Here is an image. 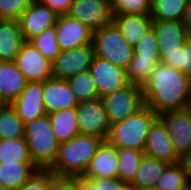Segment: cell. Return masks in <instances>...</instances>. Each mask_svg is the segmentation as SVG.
Segmentation results:
<instances>
[{
    "label": "cell",
    "instance_id": "39",
    "mask_svg": "<svg viewBox=\"0 0 191 190\" xmlns=\"http://www.w3.org/2000/svg\"><path fill=\"white\" fill-rule=\"evenodd\" d=\"M17 190H48V170H39Z\"/></svg>",
    "mask_w": 191,
    "mask_h": 190
},
{
    "label": "cell",
    "instance_id": "25",
    "mask_svg": "<svg viewBox=\"0 0 191 190\" xmlns=\"http://www.w3.org/2000/svg\"><path fill=\"white\" fill-rule=\"evenodd\" d=\"M168 165L166 162L144 155L131 184L136 188L154 189Z\"/></svg>",
    "mask_w": 191,
    "mask_h": 190
},
{
    "label": "cell",
    "instance_id": "23",
    "mask_svg": "<svg viewBox=\"0 0 191 190\" xmlns=\"http://www.w3.org/2000/svg\"><path fill=\"white\" fill-rule=\"evenodd\" d=\"M39 170L34 163L0 162V184L11 190H17Z\"/></svg>",
    "mask_w": 191,
    "mask_h": 190
},
{
    "label": "cell",
    "instance_id": "27",
    "mask_svg": "<svg viewBox=\"0 0 191 190\" xmlns=\"http://www.w3.org/2000/svg\"><path fill=\"white\" fill-rule=\"evenodd\" d=\"M117 152L119 159L118 178L124 183L131 184L145 153L130 148H117Z\"/></svg>",
    "mask_w": 191,
    "mask_h": 190
},
{
    "label": "cell",
    "instance_id": "1",
    "mask_svg": "<svg viewBox=\"0 0 191 190\" xmlns=\"http://www.w3.org/2000/svg\"><path fill=\"white\" fill-rule=\"evenodd\" d=\"M145 106L160 115L190 107L191 82L180 70L158 62L141 87Z\"/></svg>",
    "mask_w": 191,
    "mask_h": 190
},
{
    "label": "cell",
    "instance_id": "18",
    "mask_svg": "<svg viewBox=\"0 0 191 190\" xmlns=\"http://www.w3.org/2000/svg\"><path fill=\"white\" fill-rule=\"evenodd\" d=\"M117 148L103 141L92 157L83 177L85 178H118Z\"/></svg>",
    "mask_w": 191,
    "mask_h": 190
},
{
    "label": "cell",
    "instance_id": "13",
    "mask_svg": "<svg viewBox=\"0 0 191 190\" xmlns=\"http://www.w3.org/2000/svg\"><path fill=\"white\" fill-rule=\"evenodd\" d=\"M143 152L146 156L166 162L167 164H177L180 162V157L175 152L167 128L159 117L150 127Z\"/></svg>",
    "mask_w": 191,
    "mask_h": 190
},
{
    "label": "cell",
    "instance_id": "17",
    "mask_svg": "<svg viewBox=\"0 0 191 190\" xmlns=\"http://www.w3.org/2000/svg\"><path fill=\"white\" fill-rule=\"evenodd\" d=\"M79 104L66 80L51 78L43 82V105L47 114Z\"/></svg>",
    "mask_w": 191,
    "mask_h": 190
},
{
    "label": "cell",
    "instance_id": "38",
    "mask_svg": "<svg viewBox=\"0 0 191 190\" xmlns=\"http://www.w3.org/2000/svg\"><path fill=\"white\" fill-rule=\"evenodd\" d=\"M48 190H77L75 177L59 176L48 171Z\"/></svg>",
    "mask_w": 191,
    "mask_h": 190
},
{
    "label": "cell",
    "instance_id": "41",
    "mask_svg": "<svg viewBox=\"0 0 191 190\" xmlns=\"http://www.w3.org/2000/svg\"><path fill=\"white\" fill-rule=\"evenodd\" d=\"M89 179L98 190H116V178H86Z\"/></svg>",
    "mask_w": 191,
    "mask_h": 190
},
{
    "label": "cell",
    "instance_id": "46",
    "mask_svg": "<svg viewBox=\"0 0 191 190\" xmlns=\"http://www.w3.org/2000/svg\"><path fill=\"white\" fill-rule=\"evenodd\" d=\"M0 190H11V189L6 188V187H4V186H2V185L0 184Z\"/></svg>",
    "mask_w": 191,
    "mask_h": 190
},
{
    "label": "cell",
    "instance_id": "32",
    "mask_svg": "<svg viewBox=\"0 0 191 190\" xmlns=\"http://www.w3.org/2000/svg\"><path fill=\"white\" fill-rule=\"evenodd\" d=\"M29 42L51 63L57 58L61 50L57 43L56 26L46 28Z\"/></svg>",
    "mask_w": 191,
    "mask_h": 190
},
{
    "label": "cell",
    "instance_id": "40",
    "mask_svg": "<svg viewBox=\"0 0 191 190\" xmlns=\"http://www.w3.org/2000/svg\"><path fill=\"white\" fill-rule=\"evenodd\" d=\"M50 10L60 15L69 14L74 0H38Z\"/></svg>",
    "mask_w": 191,
    "mask_h": 190
},
{
    "label": "cell",
    "instance_id": "15",
    "mask_svg": "<svg viewBox=\"0 0 191 190\" xmlns=\"http://www.w3.org/2000/svg\"><path fill=\"white\" fill-rule=\"evenodd\" d=\"M59 15L43 5L40 1H32L28 9L22 14L19 23L25 41H29L42 33L46 28L57 24Z\"/></svg>",
    "mask_w": 191,
    "mask_h": 190
},
{
    "label": "cell",
    "instance_id": "14",
    "mask_svg": "<svg viewBox=\"0 0 191 190\" xmlns=\"http://www.w3.org/2000/svg\"><path fill=\"white\" fill-rule=\"evenodd\" d=\"M55 26L61 51L92 43L93 31L68 14L60 15Z\"/></svg>",
    "mask_w": 191,
    "mask_h": 190
},
{
    "label": "cell",
    "instance_id": "35",
    "mask_svg": "<svg viewBox=\"0 0 191 190\" xmlns=\"http://www.w3.org/2000/svg\"><path fill=\"white\" fill-rule=\"evenodd\" d=\"M134 56L145 60H160L158 39L153 28L134 46Z\"/></svg>",
    "mask_w": 191,
    "mask_h": 190
},
{
    "label": "cell",
    "instance_id": "19",
    "mask_svg": "<svg viewBox=\"0 0 191 190\" xmlns=\"http://www.w3.org/2000/svg\"><path fill=\"white\" fill-rule=\"evenodd\" d=\"M152 28L158 39V52L161 57L164 53L178 51L190 36L178 21L153 20Z\"/></svg>",
    "mask_w": 191,
    "mask_h": 190
},
{
    "label": "cell",
    "instance_id": "4",
    "mask_svg": "<svg viewBox=\"0 0 191 190\" xmlns=\"http://www.w3.org/2000/svg\"><path fill=\"white\" fill-rule=\"evenodd\" d=\"M158 117L152 109L144 106L136 114L112 124L106 141L116 148L143 151L150 127Z\"/></svg>",
    "mask_w": 191,
    "mask_h": 190
},
{
    "label": "cell",
    "instance_id": "31",
    "mask_svg": "<svg viewBox=\"0 0 191 190\" xmlns=\"http://www.w3.org/2000/svg\"><path fill=\"white\" fill-rule=\"evenodd\" d=\"M155 190H191L186 174L180 163L169 164L161 178L156 182Z\"/></svg>",
    "mask_w": 191,
    "mask_h": 190
},
{
    "label": "cell",
    "instance_id": "22",
    "mask_svg": "<svg viewBox=\"0 0 191 190\" xmlns=\"http://www.w3.org/2000/svg\"><path fill=\"white\" fill-rule=\"evenodd\" d=\"M24 42L19 20L0 19V61H14Z\"/></svg>",
    "mask_w": 191,
    "mask_h": 190
},
{
    "label": "cell",
    "instance_id": "48",
    "mask_svg": "<svg viewBox=\"0 0 191 190\" xmlns=\"http://www.w3.org/2000/svg\"><path fill=\"white\" fill-rule=\"evenodd\" d=\"M6 104L2 101L1 97H0V107L5 106Z\"/></svg>",
    "mask_w": 191,
    "mask_h": 190
},
{
    "label": "cell",
    "instance_id": "33",
    "mask_svg": "<svg viewBox=\"0 0 191 190\" xmlns=\"http://www.w3.org/2000/svg\"><path fill=\"white\" fill-rule=\"evenodd\" d=\"M160 61L168 66L182 71L191 82V36L185 41L178 51L164 53Z\"/></svg>",
    "mask_w": 191,
    "mask_h": 190
},
{
    "label": "cell",
    "instance_id": "44",
    "mask_svg": "<svg viewBox=\"0 0 191 190\" xmlns=\"http://www.w3.org/2000/svg\"><path fill=\"white\" fill-rule=\"evenodd\" d=\"M182 24L191 36V0H188Z\"/></svg>",
    "mask_w": 191,
    "mask_h": 190
},
{
    "label": "cell",
    "instance_id": "26",
    "mask_svg": "<svg viewBox=\"0 0 191 190\" xmlns=\"http://www.w3.org/2000/svg\"><path fill=\"white\" fill-rule=\"evenodd\" d=\"M188 0H151L153 20L182 22Z\"/></svg>",
    "mask_w": 191,
    "mask_h": 190
},
{
    "label": "cell",
    "instance_id": "37",
    "mask_svg": "<svg viewBox=\"0 0 191 190\" xmlns=\"http://www.w3.org/2000/svg\"><path fill=\"white\" fill-rule=\"evenodd\" d=\"M33 0H0V19L19 20Z\"/></svg>",
    "mask_w": 191,
    "mask_h": 190
},
{
    "label": "cell",
    "instance_id": "10",
    "mask_svg": "<svg viewBox=\"0 0 191 190\" xmlns=\"http://www.w3.org/2000/svg\"><path fill=\"white\" fill-rule=\"evenodd\" d=\"M159 118L164 122L178 156L188 153L191 150V108L166 111Z\"/></svg>",
    "mask_w": 191,
    "mask_h": 190
},
{
    "label": "cell",
    "instance_id": "21",
    "mask_svg": "<svg viewBox=\"0 0 191 190\" xmlns=\"http://www.w3.org/2000/svg\"><path fill=\"white\" fill-rule=\"evenodd\" d=\"M27 80L14 61H0V97L11 104L24 90Z\"/></svg>",
    "mask_w": 191,
    "mask_h": 190
},
{
    "label": "cell",
    "instance_id": "36",
    "mask_svg": "<svg viewBox=\"0 0 191 190\" xmlns=\"http://www.w3.org/2000/svg\"><path fill=\"white\" fill-rule=\"evenodd\" d=\"M112 14H150L151 0H111Z\"/></svg>",
    "mask_w": 191,
    "mask_h": 190
},
{
    "label": "cell",
    "instance_id": "5",
    "mask_svg": "<svg viewBox=\"0 0 191 190\" xmlns=\"http://www.w3.org/2000/svg\"><path fill=\"white\" fill-rule=\"evenodd\" d=\"M95 56L126 69L133 58L134 47L123 38L120 30L111 24L93 32Z\"/></svg>",
    "mask_w": 191,
    "mask_h": 190
},
{
    "label": "cell",
    "instance_id": "11",
    "mask_svg": "<svg viewBox=\"0 0 191 190\" xmlns=\"http://www.w3.org/2000/svg\"><path fill=\"white\" fill-rule=\"evenodd\" d=\"M27 82H44L52 78V63L29 41H25L14 59Z\"/></svg>",
    "mask_w": 191,
    "mask_h": 190
},
{
    "label": "cell",
    "instance_id": "3",
    "mask_svg": "<svg viewBox=\"0 0 191 190\" xmlns=\"http://www.w3.org/2000/svg\"><path fill=\"white\" fill-rule=\"evenodd\" d=\"M24 138L32 162L40 170H48L58 155L60 142L51 126L48 114L28 122L24 127Z\"/></svg>",
    "mask_w": 191,
    "mask_h": 190
},
{
    "label": "cell",
    "instance_id": "8",
    "mask_svg": "<svg viewBox=\"0 0 191 190\" xmlns=\"http://www.w3.org/2000/svg\"><path fill=\"white\" fill-rule=\"evenodd\" d=\"M94 57L93 43L63 50L52 62V78L66 80L70 76L87 71Z\"/></svg>",
    "mask_w": 191,
    "mask_h": 190
},
{
    "label": "cell",
    "instance_id": "28",
    "mask_svg": "<svg viewBox=\"0 0 191 190\" xmlns=\"http://www.w3.org/2000/svg\"><path fill=\"white\" fill-rule=\"evenodd\" d=\"M66 81L79 102L99 98L96 82L89 70L70 76Z\"/></svg>",
    "mask_w": 191,
    "mask_h": 190
},
{
    "label": "cell",
    "instance_id": "20",
    "mask_svg": "<svg viewBox=\"0 0 191 190\" xmlns=\"http://www.w3.org/2000/svg\"><path fill=\"white\" fill-rule=\"evenodd\" d=\"M112 22L127 43L134 47L152 28L153 19L150 14H113Z\"/></svg>",
    "mask_w": 191,
    "mask_h": 190
},
{
    "label": "cell",
    "instance_id": "7",
    "mask_svg": "<svg viewBox=\"0 0 191 190\" xmlns=\"http://www.w3.org/2000/svg\"><path fill=\"white\" fill-rule=\"evenodd\" d=\"M75 110L79 133L106 141L111 124L101 98L79 102Z\"/></svg>",
    "mask_w": 191,
    "mask_h": 190
},
{
    "label": "cell",
    "instance_id": "6",
    "mask_svg": "<svg viewBox=\"0 0 191 190\" xmlns=\"http://www.w3.org/2000/svg\"><path fill=\"white\" fill-rule=\"evenodd\" d=\"M101 100L111 125L136 114L145 106L142 88L135 84L102 96Z\"/></svg>",
    "mask_w": 191,
    "mask_h": 190
},
{
    "label": "cell",
    "instance_id": "30",
    "mask_svg": "<svg viewBox=\"0 0 191 190\" xmlns=\"http://www.w3.org/2000/svg\"><path fill=\"white\" fill-rule=\"evenodd\" d=\"M25 124L10 104L0 107V139L24 137Z\"/></svg>",
    "mask_w": 191,
    "mask_h": 190
},
{
    "label": "cell",
    "instance_id": "29",
    "mask_svg": "<svg viewBox=\"0 0 191 190\" xmlns=\"http://www.w3.org/2000/svg\"><path fill=\"white\" fill-rule=\"evenodd\" d=\"M33 163L24 137L0 139V162Z\"/></svg>",
    "mask_w": 191,
    "mask_h": 190
},
{
    "label": "cell",
    "instance_id": "47",
    "mask_svg": "<svg viewBox=\"0 0 191 190\" xmlns=\"http://www.w3.org/2000/svg\"><path fill=\"white\" fill-rule=\"evenodd\" d=\"M136 190H155V189H150V188H136Z\"/></svg>",
    "mask_w": 191,
    "mask_h": 190
},
{
    "label": "cell",
    "instance_id": "16",
    "mask_svg": "<svg viewBox=\"0 0 191 190\" xmlns=\"http://www.w3.org/2000/svg\"><path fill=\"white\" fill-rule=\"evenodd\" d=\"M10 105L24 124L47 114L43 105V82H27L22 93Z\"/></svg>",
    "mask_w": 191,
    "mask_h": 190
},
{
    "label": "cell",
    "instance_id": "24",
    "mask_svg": "<svg viewBox=\"0 0 191 190\" xmlns=\"http://www.w3.org/2000/svg\"><path fill=\"white\" fill-rule=\"evenodd\" d=\"M48 115L52 130L60 143L67 142L80 134L75 108L61 109Z\"/></svg>",
    "mask_w": 191,
    "mask_h": 190
},
{
    "label": "cell",
    "instance_id": "45",
    "mask_svg": "<svg viewBox=\"0 0 191 190\" xmlns=\"http://www.w3.org/2000/svg\"><path fill=\"white\" fill-rule=\"evenodd\" d=\"M116 190H136L133 184L124 183L119 178H116Z\"/></svg>",
    "mask_w": 191,
    "mask_h": 190
},
{
    "label": "cell",
    "instance_id": "43",
    "mask_svg": "<svg viewBox=\"0 0 191 190\" xmlns=\"http://www.w3.org/2000/svg\"><path fill=\"white\" fill-rule=\"evenodd\" d=\"M77 190H98V186H95L89 179L85 177H75Z\"/></svg>",
    "mask_w": 191,
    "mask_h": 190
},
{
    "label": "cell",
    "instance_id": "2",
    "mask_svg": "<svg viewBox=\"0 0 191 190\" xmlns=\"http://www.w3.org/2000/svg\"><path fill=\"white\" fill-rule=\"evenodd\" d=\"M103 142L95 136L79 134L60 143L54 164L48 169L55 175L82 177L98 147Z\"/></svg>",
    "mask_w": 191,
    "mask_h": 190
},
{
    "label": "cell",
    "instance_id": "12",
    "mask_svg": "<svg viewBox=\"0 0 191 190\" xmlns=\"http://www.w3.org/2000/svg\"><path fill=\"white\" fill-rule=\"evenodd\" d=\"M89 71L96 82L99 98L129 85L126 69L99 57H94Z\"/></svg>",
    "mask_w": 191,
    "mask_h": 190
},
{
    "label": "cell",
    "instance_id": "9",
    "mask_svg": "<svg viewBox=\"0 0 191 190\" xmlns=\"http://www.w3.org/2000/svg\"><path fill=\"white\" fill-rule=\"evenodd\" d=\"M68 15L97 31L112 23L111 0H74Z\"/></svg>",
    "mask_w": 191,
    "mask_h": 190
},
{
    "label": "cell",
    "instance_id": "42",
    "mask_svg": "<svg viewBox=\"0 0 191 190\" xmlns=\"http://www.w3.org/2000/svg\"><path fill=\"white\" fill-rule=\"evenodd\" d=\"M188 182L191 184V150L180 157V162Z\"/></svg>",
    "mask_w": 191,
    "mask_h": 190
},
{
    "label": "cell",
    "instance_id": "34",
    "mask_svg": "<svg viewBox=\"0 0 191 190\" xmlns=\"http://www.w3.org/2000/svg\"><path fill=\"white\" fill-rule=\"evenodd\" d=\"M158 62L160 60L139 59L133 55L132 60L126 68L128 83L142 87Z\"/></svg>",
    "mask_w": 191,
    "mask_h": 190
}]
</instances>
